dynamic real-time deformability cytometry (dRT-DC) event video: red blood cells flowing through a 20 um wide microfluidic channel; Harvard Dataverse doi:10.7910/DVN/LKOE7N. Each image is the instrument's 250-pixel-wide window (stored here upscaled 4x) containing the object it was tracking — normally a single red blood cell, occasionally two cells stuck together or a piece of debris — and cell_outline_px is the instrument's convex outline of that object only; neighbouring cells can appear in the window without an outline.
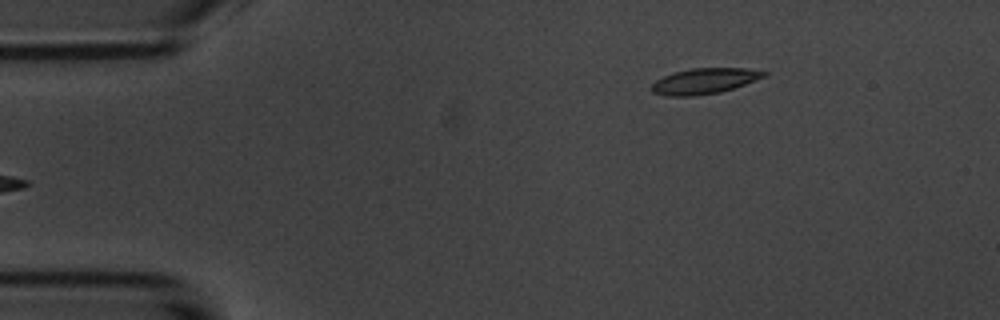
{"species": "common noctule bat (a hibernating species)", "species_latin": "Nyctalus noctula", "temperature_condition": "room temperature", "stored_images_in_passage": 4, "camera_frame_rate_fps": 3000, "um_per_image_px": 0.085, "animal": {"sex": "male", "body_mass_g": 20.1, "forearm_length_mm": 53.5}, "frame": {"image": 1, "passage_image": 4, "time_ms": 4.333, "image_size_px": [1000, 320], "cell_outline_px": [[768, 72], [764, 76], [744, 84], [720, 92], [692, 96], [668, 96], [652, 92], [652, 84], [656, 80], [672, 72], [692, 68], [748, 68]], "centroid_in_image_um": [59.84, 6.88], "position_along_channel_um": 25.2, "area_um2": 16.59}}